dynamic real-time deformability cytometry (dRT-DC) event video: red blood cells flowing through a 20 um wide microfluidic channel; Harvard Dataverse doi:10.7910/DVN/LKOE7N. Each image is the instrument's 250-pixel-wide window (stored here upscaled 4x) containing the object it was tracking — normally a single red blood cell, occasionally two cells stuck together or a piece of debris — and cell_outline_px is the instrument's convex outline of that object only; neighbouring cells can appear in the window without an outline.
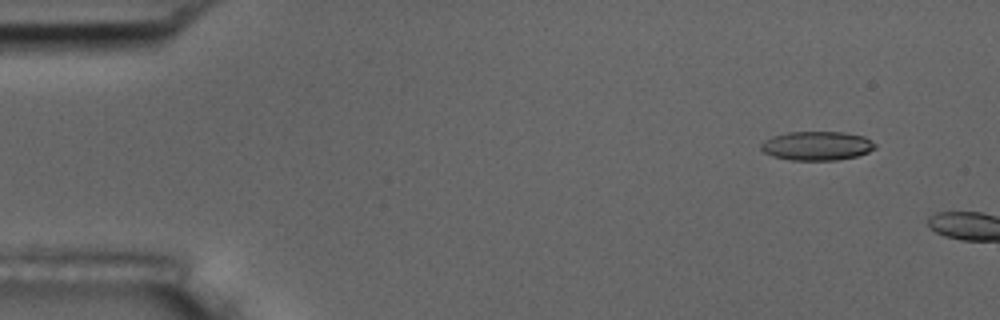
{"species": "common noctule bat (a hibernating species)", "species_latin": "Nyctalus noctula", "temperature_condition": "room temperature", "stored_images_in_passage": 5, "camera_frame_rate_fps": 3000, "um_per_image_px": 0.085, "animal": {"sex": "male", "body_mass_g": 17.5, "forearm_length_mm": 52.3}, "frame": {"image": 1, "passage_image": 2, "time_ms": 0.333, "image_size_px": [1000, 320], "cell_outline_px": [[876, 148], [868, 152], [856, 156], [836, 160], [792, 160], [772, 156], [764, 152], [760, 148], [760, 144], [764, 140], [772, 136], [788, 132], [844, 132], [864, 136], [872, 140], [876, 144]], "centroid_in_image_um": [69.44, 12.39], "position_along_channel_um": 15.6, "area_um2": 19.36}}